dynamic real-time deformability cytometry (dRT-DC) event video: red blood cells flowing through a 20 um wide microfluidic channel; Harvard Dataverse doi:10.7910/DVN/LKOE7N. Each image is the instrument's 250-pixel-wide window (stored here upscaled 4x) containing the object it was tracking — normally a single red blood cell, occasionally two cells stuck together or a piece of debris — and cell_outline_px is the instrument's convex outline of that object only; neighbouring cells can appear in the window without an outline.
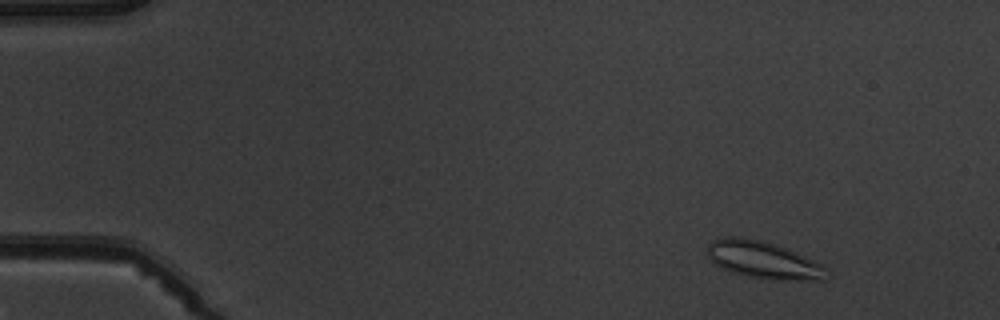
{"species": "common noctule bat (a hibernating species)", "species_latin": "Nyctalus noctula", "temperature_condition": "warm", "stored_images_in_passage": 5, "camera_frame_rate_fps": 3000, "um_per_image_px": 0.085, "animal": {"sex": "male", "body_mass_g": 19.5, "forearm_length_mm": 54.6}, "frame": {"image": 1, "passage_image": 1, "time_ms": 0.0, "image_size_px": [1000, 320], "cell_outline_px": [[824, 280], [780, 280], [748, 276], [732, 272], [716, 264], [708, 256], [708, 244], [712, 240], [724, 236], [736, 236], [776, 244], [788, 248], [824, 264]], "centroid_in_image_um": [64.88, 22.08], "position_along_channel_um": 20.1, "area_um2": 25.61}}
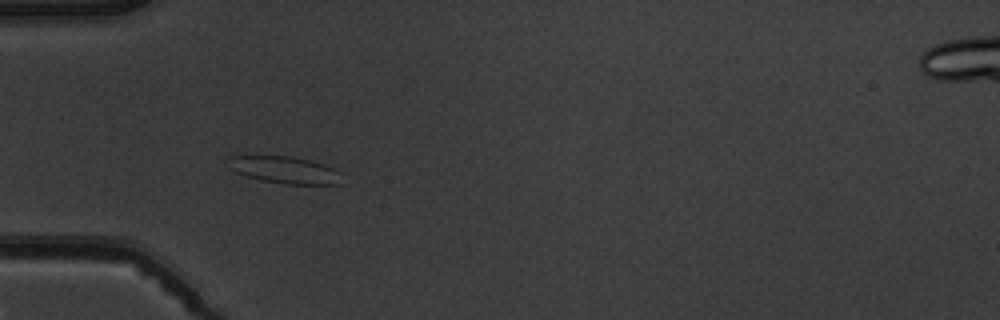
{"frame": {"image": 2, "passage_image": 4, "time_ms": 3.667, "image_size_px": [1000, 320], "cell_outline_px": [[340, 184], [284, 184], [260, 180], [236, 172], [228, 168], [224, 164], [228, 156], [292, 156], [324, 164], [340, 172]], "centroid_in_image_um": [24.12, 14.43], "position_along_channel_um": 60.9, "area_um2": 17.98}}
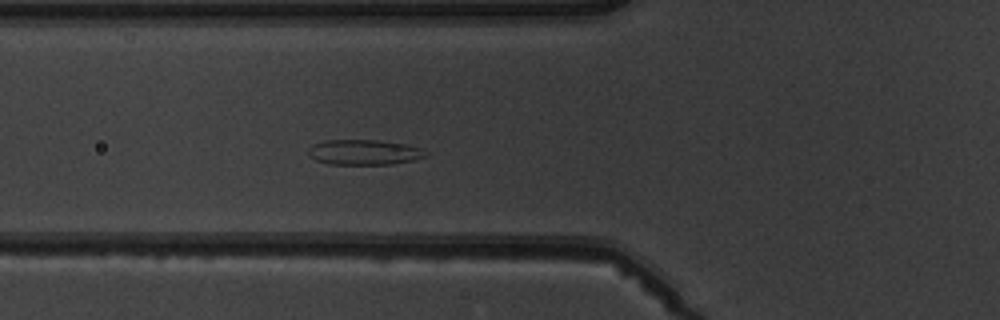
{"frame": {"image": 3, "passage_image": 5, "time_ms": 4.667, "image_size_px": [1000, 320], "cell_outline_px": [[428, 156], [416, 160], [392, 164], [328, 164], [316, 160], [308, 156], [308, 148], [312, 144], [324, 140], [376, 140], [404, 144], [420, 148], [428, 152]], "centroid_in_image_um": [30.94, 12.94], "position_along_channel_um": 94.9, "area_um2": 17.4}}